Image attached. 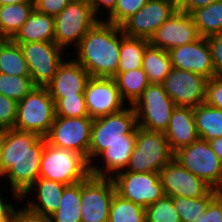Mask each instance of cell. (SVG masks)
<instances>
[{
	"label": "cell",
	"instance_id": "b9f144b4",
	"mask_svg": "<svg viewBox=\"0 0 222 222\" xmlns=\"http://www.w3.org/2000/svg\"><path fill=\"white\" fill-rule=\"evenodd\" d=\"M197 222H222V192L209 203Z\"/></svg>",
	"mask_w": 222,
	"mask_h": 222
},
{
	"label": "cell",
	"instance_id": "83f0119b",
	"mask_svg": "<svg viewBox=\"0 0 222 222\" xmlns=\"http://www.w3.org/2000/svg\"><path fill=\"white\" fill-rule=\"evenodd\" d=\"M81 182L66 185L58 210L48 219L50 222H81Z\"/></svg>",
	"mask_w": 222,
	"mask_h": 222
},
{
	"label": "cell",
	"instance_id": "d590c367",
	"mask_svg": "<svg viewBox=\"0 0 222 222\" xmlns=\"http://www.w3.org/2000/svg\"><path fill=\"white\" fill-rule=\"evenodd\" d=\"M146 222H181L173 198L163 196L158 201L145 208Z\"/></svg>",
	"mask_w": 222,
	"mask_h": 222
},
{
	"label": "cell",
	"instance_id": "e0dca14e",
	"mask_svg": "<svg viewBox=\"0 0 222 222\" xmlns=\"http://www.w3.org/2000/svg\"><path fill=\"white\" fill-rule=\"evenodd\" d=\"M200 37L191 14L178 9L154 32L149 39V44L170 51L192 43Z\"/></svg>",
	"mask_w": 222,
	"mask_h": 222
},
{
	"label": "cell",
	"instance_id": "52a82bcc",
	"mask_svg": "<svg viewBox=\"0 0 222 222\" xmlns=\"http://www.w3.org/2000/svg\"><path fill=\"white\" fill-rule=\"evenodd\" d=\"M99 20L88 0H73L54 17V42L65 51L70 45L76 47Z\"/></svg>",
	"mask_w": 222,
	"mask_h": 222
},
{
	"label": "cell",
	"instance_id": "1f68e13d",
	"mask_svg": "<svg viewBox=\"0 0 222 222\" xmlns=\"http://www.w3.org/2000/svg\"><path fill=\"white\" fill-rule=\"evenodd\" d=\"M114 79L122 99L126 103H130L128 105L134 104L150 84L148 76L142 68L118 73Z\"/></svg>",
	"mask_w": 222,
	"mask_h": 222
},
{
	"label": "cell",
	"instance_id": "836d02e7",
	"mask_svg": "<svg viewBox=\"0 0 222 222\" xmlns=\"http://www.w3.org/2000/svg\"><path fill=\"white\" fill-rule=\"evenodd\" d=\"M108 222H146V211L142 206L115 193Z\"/></svg>",
	"mask_w": 222,
	"mask_h": 222
},
{
	"label": "cell",
	"instance_id": "277c9868",
	"mask_svg": "<svg viewBox=\"0 0 222 222\" xmlns=\"http://www.w3.org/2000/svg\"><path fill=\"white\" fill-rule=\"evenodd\" d=\"M90 175L87 159L74 150L52 146L46 142L40 165V178L65 185L82 182Z\"/></svg>",
	"mask_w": 222,
	"mask_h": 222
},
{
	"label": "cell",
	"instance_id": "484cf974",
	"mask_svg": "<svg viewBox=\"0 0 222 222\" xmlns=\"http://www.w3.org/2000/svg\"><path fill=\"white\" fill-rule=\"evenodd\" d=\"M34 10V3L0 6V39H11L27 21Z\"/></svg>",
	"mask_w": 222,
	"mask_h": 222
},
{
	"label": "cell",
	"instance_id": "681fc988",
	"mask_svg": "<svg viewBox=\"0 0 222 222\" xmlns=\"http://www.w3.org/2000/svg\"><path fill=\"white\" fill-rule=\"evenodd\" d=\"M1 192L2 190L0 191V216L12 205L3 199Z\"/></svg>",
	"mask_w": 222,
	"mask_h": 222
},
{
	"label": "cell",
	"instance_id": "7c38bea8",
	"mask_svg": "<svg viewBox=\"0 0 222 222\" xmlns=\"http://www.w3.org/2000/svg\"><path fill=\"white\" fill-rule=\"evenodd\" d=\"M115 193L111 177L90 174L81 182V222H108Z\"/></svg>",
	"mask_w": 222,
	"mask_h": 222
},
{
	"label": "cell",
	"instance_id": "4dcf8cb0",
	"mask_svg": "<svg viewBox=\"0 0 222 222\" xmlns=\"http://www.w3.org/2000/svg\"><path fill=\"white\" fill-rule=\"evenodd\" d=\"M148 45V39L125 35L121 39L117 74L142 68L143 54Z\"/></svg>",
	"mask_w": 222,
	"mask_h": 222
},
{
	"label": "cell",
	"instance_id": "9a60e30c",
	"mask_svg": "<svg viewBox=\"0 0 222 222\" xmlns=\"http://www.w3.org/2000/svg\"><path fill=\"white\" fill-rule=\"evenodd\" d=\"M177 10L171 0H148L120 27L126 36L149 40L159 26Z\"/></svg>",
	"mask_w": 222,
	"mask_h": 222
},
{
	"label": "cell",
	"instance_id": "74e56055",
	"mask_svg": "<svg viewBox=\"0 0 222 222\" xmlns=\"http://www.w3.org/2000/svg\"><path fill=\"white\" fill-rule=\"evenodd\" d=\"M148 0H117L115 9L105 21L121 26L128 18L140 10Z\"/></svg>",
	"mask_w": 222,
	"mask_h": 222
},
{
	"label": "cell",
	"instance_id": "f6af8a7d",
	"mask_svg": "<svg viewBox=\"0 0 222 222\" xmlns=\"http://www.w3.org/2000/svg\"><path fill=\"white\" fill-rule=\"evenodd\" d=\"M217 0H187L179 9L191 14L193 11L206 7Z\"/></svg>",
	"mask_w": 222,
	"mask_h": 222
},
{
	"label": "cell",
	"instance_id": "bcb514c9",
	"mask_svg": "<svg viewBox=\"0 0 222 222\" xmlns=\"http://www.w3.org/2000/svg\"><path fill=\"white\" fill-rule=\"evenodd\" d=\"M14 222H50L49 219L40 218L28 214L23 208L19 207L16 210V217Z\"/></svg>",
	"mask_w": 222,
	"mask_h": 222
},
{
	"label": "cell",
	"instance_id": "ab89813d",
	"mask_svg": "<svg viewBox=\"0 0 222 222\" xmlns=\"http://www.w3.org/2000/svg\"><path fill=\"white\" fill-rule=\"evenodd\" d=\"M205 103L222 110V75L208 80Z\"/></svg>",
	"mask_w": 222,
	"mask_h": 222
},
{
	"label": "cell",
	"instance_id": "30bf717a",
	"mask_svg": "<svg viewBox=\"0 0 222 222\" xmlns=\"http://www.w3.org/2000/svg\"><path fill=\"white\" fill-rule=\"evenodd\" d=\"M112 180L118 195L143 208L164 196L160 174L157 172L120 171Z\"/></svg>",
	"mask_w": 222,
	"mask_h": 222
},
{
	"label": "cell",
	"instance_id": "f907efd6",
	"mask_svg": "<svg viewBox=\"0 0 222 222\" xmlns=\"http://www.w3.org/2000/svg\"><path fill=\"white\" fill-rule=\"evenodd\" d=\"M18 3H34V0H0V6Z\"/></svg>",
	"mask_w": 222,
	"mask_h": 222
},
{
	"label": "cell",
	"instance_id": "f1b7e54d",
	"mask_svg": "<svg viewBox=\"0 0 222 222\" xmlns=\"http://www.w3.org/2000/svg\"><path fill=\"white\" fill-rule=\"evenodd\" d=\"M191 16L201 37L222 34V0L193 11Z\"/></svg>",
	"mask_w": 222,
	"mask_h": 222
},
{
	"label": "cell",
	"instance_id": "7402d4cb",
	"mask_svg": "<svg viewBox=\"0 0 222 222\" xmlns=\"http://www.w3.org/2000/svg\"><path fill=\"white\" fill-rule=\"evenodd\" d=\"M173 153L191 145L199 136L196 130L193 108L176 106L164 132Z\"/></svg>",
	"mask_w": 222,
	"mask_h": 222
},
{
	"label": "cell",
	"instance_id": "9c48e42d",
	"mask_svg": "<svg viewBox=\"0 0 222 222\" xmlns=\"http://www.w3.org/2000/svg\"><path fill=\"white\" fill-rule=\"evenodd\" d=\"M174 159L212 189L222 191V163L207 140L198 138L176 151Z\"/></svg>",
	"mask_w": 222,
	"mask_h": 222
},
{
	"label": "cell",
	"instance_id": "d6986e66",
	"mask_svg": "<svg viewBox=\"0 0 222 222\" xmlns=\"http://www.w3.org/2000/svg\"><path fill=\"white\" fill-rule=\"evenodd\" d=\"M169 52L172 67L191 71L208 79L215 76L208 39L200 37L192 43L181 45Z\"/></svg>",
	"mask_w": 222,
	"mask_h": 222
},
{
	"label": "cell",
	"instance_id": "4fadbf2b",
	"mask_svg": "<svg viewBox=\"0 0 222 222\" xmlns=\"http://www.w3.org/2000/svg\"><path fill=\"white\" fill-rule=\"evenodd\" d=\"M92 122L93 119L89 116H56L48 134L45 136L46 142L52 146L74 150L88 161Z\"/></svg>",
	"mask_w": 222,
	"mask_h": 222
},
{
	"label": "cell",
	"instance_id": "2e32d148",
	"mask_svg": "<svg viewBox=\"0 0 222 222\" xmlns=\"http://www.w3.org/2000/svg\"><path fill=\"white\" fill-rule=\"evenodd\" d=\"M89 117L96 119L126 108L114 78L91 77L84 90Z\"/></svg>",
	"mask_w": 222,
	"mask_h": 222
},
{
	"label": "cell",
	"instance_id": "d4e9b609",
	"mask_svg": "<svg viewBox=\"0 0 222 222\" xmlns=\"http://www.w3.org/2000/svg\"><path fill=\"white\" fill-rule=\"evenodd\" d=\"M193 114L199 138L208 141L222 137V110L204 102L193 108Z\"/></svg>",
	"mask_w": 222,
	"mask_h": 222
},
{
	"label": "cell",
	"instance_id": "ffe728a7",
	"mask_svg": "<svg viewBox=\"0 0 222 222\" xmlns=\"http://www.w3.org/2000/svg\"><path fill=\"white\" fill-rule=\"evenodd\" d=\"M90 78V74L80 63L74 59H64L46 88L52 99L84 95V90Z\"/></svg>",
	"mask_w": 222,
	"mask_h": 222
},
{
	"label": "cell",
	"instance_id": "c3c4849f",
	"mask_svg": "<svg viewBox=\"0 0 222 222\" xmlns=\"http://www.w3.org/2000/svg\"><path fill=\"white\" fill-rule=\"evenodd\" d=\"M16 207L11 205L1 216L0 222H14L16 217Z\"/></svg>",
	"mask_w": 222,
	"mask_h": 222
},
{
	"label": "cell",
	"instance_id": "44dd1931",
	"mask_svg": "<svg viewBox=\"0 0 222 222\" xmlns=\"http://www.w3.org/2000/svg\"><path fill=\"white\" fill-rule=\"evenodd\" d=\"M65 186L63 183L39 177L19 201L26 200L31 192L36 191V201L29 198L31 200L28 199V204L23 209L30 215L48 219L58 210Z\"/></svg>",
	"mask_w": 222,
	"mask_h": 222
},
{
	"label": "cell",
	"instance_id": "60d3db41",
	"mask_svg": "<svg viewBox=\"0 0 222 222\" xmlns=\"http://www.w3.org/2000/svg\"><path fill=\"white\" fill-rule=\"evenodd\" d=\"M73 0H34V8L49 16L56 17Z\"/></svg>",
	"mask_w": 222,
	"mask_h": 222
},
{
	"label": "cell",
	"instance_id": "7dc6e473",
	"mask_svg": "<svg viewBox=\"0 0 222 222\" xmlns=\"http://www.w3.org/2000/svg\"><path fill=\"white\" fill-rule=\"evenodd\" d=\"M212 150L215 152V154L219 157L221 163H222V137H217L212 140H208Z\"/></svg>",
	"mask_w": 222,
	"mask_h": 222
},
{
	"label": "cell",
	"instance_id": "3957f363",
	"mask_svg": "<svg viewBox=\"0 0 222 222\" xmlns=\"http://www.w3.org/2000/svg\"><path fill=\"white\" fill-rule=\"evenodd\" d=\"M137 118L132 105L107 116L93 119L91 126L90 145L88 148V163L116 142H127L129 133H137Z\"/></svg>",
	"mask_w": 222,
	"mask_h": 222
},
{
	"label": "cell",
	"instance_id": "8d00e7d4",
	"mask_svg": "<svg viewBox=\"0 0 222 222\" xmlns=\"http://www.w3.org/2000/svg\"><path fill=\"white\" fill-rule=\"evenodd\" d=\"M55 112L58 117H84L89 116L85 96H66L61 99H53Z\"/></svg>",
	"mask_w": 222,
	"mask_h": 222
},
{
	"label": "cell",
	"instance_id": "ee69618b",
	"mask_svg": "<svg viewBox=\"0 0 222 222\" xmlns=\"http://www.w3.org/2000/svg\"><path fill=\"white\" fill-rule=\"evenodd\" d=\"M88 1L91 4L93 13L97 18L98 17L100 18L98 13L99 12L101 13L102 10L101 7H103L104 9L106 8V12L108 13L107 15H109L115 9L117 3V0H88Z\"/></svg>",
	"mask_w": 222,
	"mask_h": 222
},
{
	"label": "cell",
	"instance_id": "f35d334b",
	"mask_svg": "<svg viewBox=\"0 0 222 222\" xmlns=\"http://www.w3.org/2000/svg\"><path fill=\"white\" fill-rule=\"evenodd\" d=\"M18 102L0 94V131L14 128Z\"/></svg>",
	"mask_w": 222,
	"mask_h": 222
},
{
	"label": "cell",
	"instance_id": "8fae6325",
	"mask_svg": "<svg viewBox=\"0 0 222 222\" xmlns=\"http://www.w3.org/2000/svg\"><path fill=\"white\" fill-rule=\"evenodd\" d=\"M17 44L23 51L34 85L46 87L54 78L59 65L64 61V49L54 41Z\"/></svg>",
	"mask_w": 222,
	"mask_h": 222
},
{
	"label": "cell",
	"instance_id": "7a4b0ae2",
	"mask_svg": "<svg viewBox=\"0 0 222 222\" xmlns=\"http://www.w3.org/2000/svg\"><path fill=\"white\" fill-rule=\"evenodd\" d=\"M125 36L120 26L104 19L96 22L75 47V61L91 77L114 78L117 75L121 39Z\"/></svg>",
	"mask_w": 222,
	"mask_h": 222
},
{
	"label": "cell",
	"instance_id": "ac0fdd59",
	"mask_svg": "<svg viewBox=\"0 0 222 222\" xmlns=\"http://www.w3.org/2000/svg\"><path fill=\"white\" fill-rule=\"evenodd\" d=\"M165 196L200 198L212 188L174 158L159 172Z\"/></svg>",
	"mask_w": 222,
	"mask_h": 222
},
{
	"label": "cell",
	"instance_id": "4316f807",
	"mask_svg": "<svg viewBox=\"0 0 222 222\" xmlns=\"http://www.w3.org/2000/svg\"><path fill=\"white\" fill-rule=\"evenodd\" d=\"M172 68L169 52L148 45L143 54L142 69L151 84H162Z\"/></svg>",
	"mask_w": 222,
	"mask_h": 222
},
{
	"label": "cell",
	"instance_id": "603a6c76",
	"mask_svg": "<svg viewBox=\"0 0 222 222\" xmlns=\"http://www.w3.org/2000/svg\"><path fill=\"white\" fill-rule=\"evenodd\" d=\"M136 133L127 135V142H116L105 149L97 158L101 159L103 166L90 165V174L96 177H113L116 173L126 169L130 156L134 150Z\"/></svg>",
	"mask_w": 222,
	"mask_h": 222
},
{
	"label": "cell",
	"instance_id": "cb8c5ba5",
	"mask_svg": "<svg viewBox=\"0 0 222 222\" xmlns=\"http://www.w3.org/2000/svg\"><path fill=\"white\" fill-rule=\"evenodd\" d=\"M54 17L37 11L31 12L27 21L11 38L15 43L54 41Z\"/></svg>",
	"mask_w": 222,
	"mask_h": 222
},
{
	"label": "cell",
	"instance_id": "7bdbcfd3",
	"mask_svg": "<svg viewBox=\"0 0 222 222\" xmlns=\"http://www.w3.org/2000/svg\"><path fill=\"white\" fill-rule=\"evenodd\" d=\"M215 76L222 75V34L208 37Z\"/></svg>",
	"mask_w": 222,
	"mask_h": 222
},
{
	"label": "cell",
	"instance_id": "d6a6232c",
	"mask_svg": "<svg viewBox=\"0 0 222 222\" xmlns=\"http://www.w3.org/2000/svg\"><path fill=\"white\" fill-rule=\"evenodd\" d=\"M220 193L211 189L205 196L200 198H173L175 209L180 216L181 222H197L200 215L206 212L209 203Z\"/></svg>",
	"mask_w": 222,
	"mask_h": 222
},
{
	"label": "cell",
	"instance_id": "816d5d0a",
	"mask_svg": "<svg viewBox=\"0 0 222 222\" xmlns=\"http://www.w3.org/2000/svg\"><path fill=\"white\" fill-rule=\"evenodd\" d=\"M171 1L179 9L187 0H171Z\"/></svg>",
	"mask_w": 222,
	"mask_h": 222
},
{
	"label": "cell",
	"instance_id": "5bb4252c",
	"mask_svg": "<svg viewBox=\"0 0 222 222\" xmlns=\"http://www.w3.org/2000/svg\"><path fill=\"white\" fill-rule=\"evenodd\" d=\"M208 78L172 67L162 86L176 106L195 108L205 102Z\"/></svg>",
	"mask_w": 222,
	"mask_h": 222
},
{
	"label": "cell",
	"instance_id": "5b68a950",
	"mask_svg": "<svg viewBox=\"0 0 222 222\" xmlns=\"http://www.w3.org/2000/svg\"><path fill=\"white\" fill-rule=\"evenodd\" d=\"M55 102L46 87H34L18 101L14 129L45 137L55 120Z\"/></svg>",
	"mask_w": 222,
	"mask_h": 222
},
{
	"label": "cell",
	"instance_id": "e575fe53",
	"mask_svg": "<svg viewBox=\"0 0 222 222\" xmlns=\"http://www.w3.org/2000/svg\"><path fill=\"white\" fill-rule=\"evenodd\" d=\"M34 87L30 75L11 76L0 73V94L17 102L23 99Z\"/></svg>",
	"mask_w": 222,
	"mask_h": 222
},
{
	"label": "cell",
	"instance_id": "ba28073f",
	"mask_svg": "<svg viewBox=\"0 0 222 222\" xmlns=\"http://www.w3.org/2000/svg\"><path fill=\"white\" fill-rule=\"evenodd\" d=\"M132 107L138 127L148 131L165 132L176 105L162 84L150 83Z\"/></svg>",
	"mask_w": 222,
	"mask_h": 222
},
{
	"label": "cell",
	"instance_id": "6da1fadb",
	"mask_svg": "<svg viewBox=\"0 0 222 222\" xmlns=\"http://www.w3.org/2000/svg\"><path fill=\"white\" fill-rule=\"evenodd\" d=\"M45 137L14 128L0 131V178L18 201L39 178Z\"/></svg>",
	"mask_w": 222,
	"mask_h": 222
},
{
	"label": "cell",
	"instance_id": "8992f818",
	"mask_svg": "<svg viewBox=\"0 0 222 222\" xmlns=\"http://www.w3.org/2000/svg\"><path fill=\"white\" fill-rule=\"evenodd\" d=\"M174 158L164 132L137 127L136 142L125 170L130 172H157Z\"/></svg>",
	"mask_w": 222,
	"mask_h": 222
},
{
	"label": "cell",
	"instance_id": "f546056e",
	"mask_svg": "<svg viewBox=\"0 0 222 222\" xmlns=\"http://www.w3.org/2000/svg\"><path fill=\"white\" fill-rule=\"evenodd\" d=\"M0 73L30 75L21 47L11 39H0Z\"/></svg>",
	"mask_w": 222,
	"mask_h": 222
}]
</instances>
